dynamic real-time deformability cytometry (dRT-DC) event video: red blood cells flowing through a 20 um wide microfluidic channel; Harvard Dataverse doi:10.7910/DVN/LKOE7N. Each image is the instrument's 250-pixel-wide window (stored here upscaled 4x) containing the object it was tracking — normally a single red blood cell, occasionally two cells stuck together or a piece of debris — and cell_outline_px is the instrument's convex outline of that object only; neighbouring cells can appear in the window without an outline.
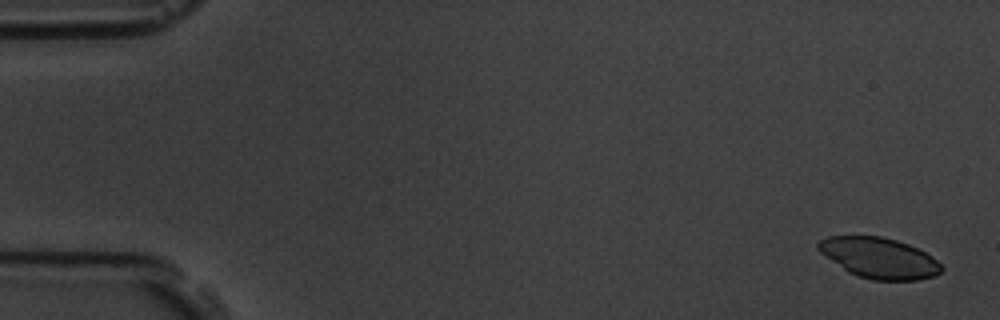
{"species": "common noctule bat (a hibernating species)", "species_latin": "Nyctalus noctula", "temperature_condition": "room temperature", "stored_images_in_passage": 4, "segment_of_instrument_passage": [2, 2], "camera_frame_rate_fps": 3000, "um_per_image_px": 0.085, "animal": {"sex": "male", "body_mass_g": 19.5, "forearm_length_mm": 54.6}, "frame": {"image": 1, "passage_image": 4, "time_ms": 4.667, "image_size_px": [1000, 320], "cell_outline_px": [[944, 268], [936, 276], [916, 280], [872, 280], [856, 276], [848, 272], [820, 252], [816, 248], [816, 244], [820, 240], [828, 236], [880, 236], [896, 240], [908, 244], [924, 252], [936, 260]], "centroid_in_image_um": [74.71, 21.93], "position_along_channel_um": 10.3, "area_um2": 29.07}}